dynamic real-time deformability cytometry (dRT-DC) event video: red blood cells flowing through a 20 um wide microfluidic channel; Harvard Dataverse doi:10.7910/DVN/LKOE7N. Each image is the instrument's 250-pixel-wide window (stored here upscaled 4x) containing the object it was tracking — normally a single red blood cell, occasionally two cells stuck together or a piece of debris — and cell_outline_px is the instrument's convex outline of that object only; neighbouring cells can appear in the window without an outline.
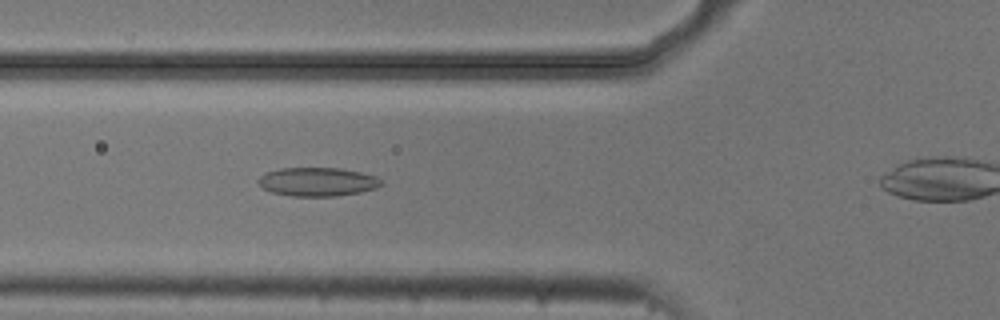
{"species": "common noctule bat (a hibernating species)", "species_latin": "Nyctalus noctula", "temperature_condition": "cold", "stored_images_in_passage": 5, "camera_frame_rate_fps": 3000, "um_per_image_px": 0.085, "animal": {"sex": "male", "body_mass_g": 20.5, "forearm_length_mm": 52.5}, "frame": {"image": 1, "passage_image": 4, "time_ms": 1.0, "image_size_px": [1000, 320], "cell_outline_px": [[384, 184], [376, 188], [360, 192], [336, 196], [292, 196], [272, 192], [264, 188], [256, 180], [264, 172], [280, 168], [340, 168], [360, 172], [376, 176]], "centroid_in_image_um": [26.98, 15.45], "position_along_channel_um": 98.8, "area_um2": 20.58}}